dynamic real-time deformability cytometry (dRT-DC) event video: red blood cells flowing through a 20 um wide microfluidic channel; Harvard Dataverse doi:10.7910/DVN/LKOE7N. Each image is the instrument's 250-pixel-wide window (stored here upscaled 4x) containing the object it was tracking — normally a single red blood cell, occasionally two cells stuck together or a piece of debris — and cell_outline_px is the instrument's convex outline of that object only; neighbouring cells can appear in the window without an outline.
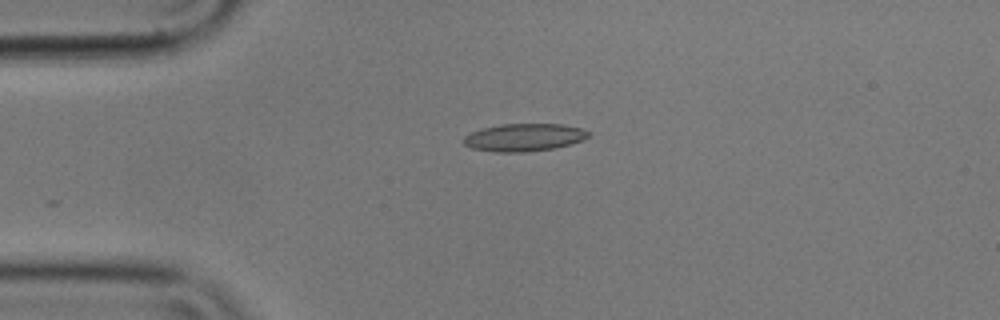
{"species": "common noctule bat (a hibernating species)", "species_latin": "Nyctalus noctula", "temperature_condition": "cold", "stored_images_in_passage": 44, "camera_frame_rate_fps": 3000, "um_per_image_px": 0.085, "animal": {"sex": "male", "body_mass_g": 17.9}, "frame": {"image": 1, "passage_image": 1, "time_ms": 0.0, "image_size_px": [1000, 320], "cell_outline_px": [[588, 136], [584, 140], [572, 144], [552, 148], [524, 152], [496, 152], [472, 148], [464, 144], [464, 136], [472, 132], [484, 128], [500, 124], [564, 124], [580, 128], [588, 132]], "centroid_in_image_um": [44.55, 11.68], "position_along_channel_um": 40.4, "area_um2": 19.94}}
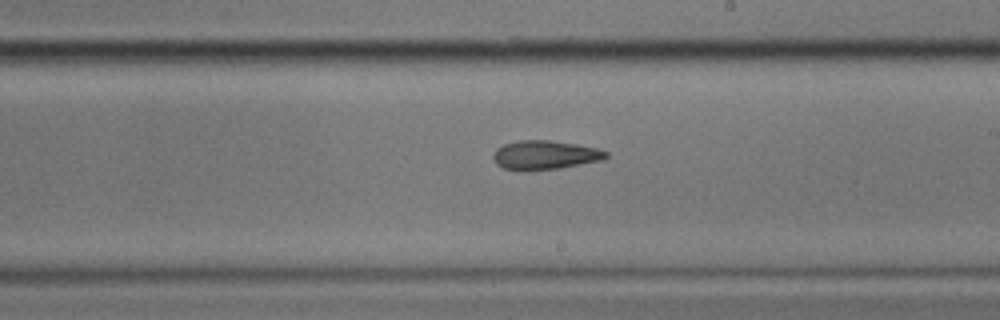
{"frame": {"image": 2, "passage_image": 20, "time_ms": 6.333, "image_size_px": [1000, 320], "cell_outline_px": [[608, 156], [604, 160], [560, 168], [504, 168], [496, 164], [492, 156], [496, 148], [504, 144], [520, 140], [548, 140], [576, 144], [596, 148], [608, 152]], "centroid_in_image_um": [46.36, 13.14], "position_along_channel_um": 242.6, "area_um2": 18.5}}
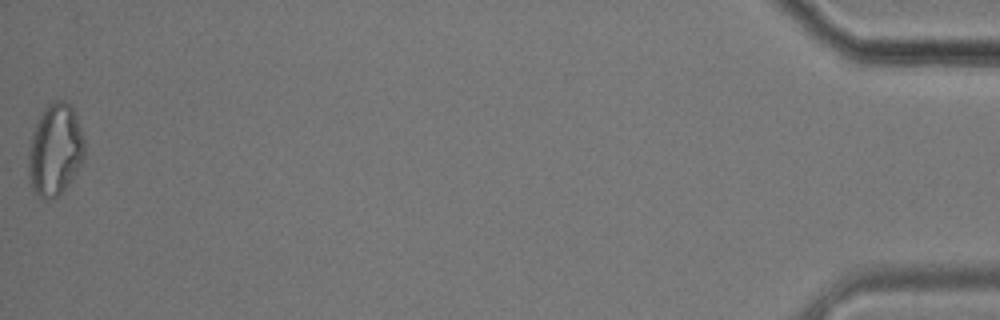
{"frame": {"image": 3, "passage_image": 44, "time_ms": 14.333, "image_size_px": [1000, 320], "cell_outline_px": [[84, 160], [60, 196], [52, 200], [40, 200], [32, 188], [28, 176], [28, 152], [32, 132], [44, 108], [52, 100], [64, 100], [72, 108], [76, 116], [84, 140]], "centroid_in_image_um": [4.66, 12.79], "position_along_channel_um": 430.5, "area_um2": 30.29}, "authors_computed_cell_mechanics": {"area_um2": 19.3341, "velocity_mm_per_s": 3.5632, "shape_relaxation_time_tau1_ms": null, "shape_relaxation_time_tau2_ms": 6.9022, "deformation_change_tau1": null, "deformation_change_tau2": 0.1778}}